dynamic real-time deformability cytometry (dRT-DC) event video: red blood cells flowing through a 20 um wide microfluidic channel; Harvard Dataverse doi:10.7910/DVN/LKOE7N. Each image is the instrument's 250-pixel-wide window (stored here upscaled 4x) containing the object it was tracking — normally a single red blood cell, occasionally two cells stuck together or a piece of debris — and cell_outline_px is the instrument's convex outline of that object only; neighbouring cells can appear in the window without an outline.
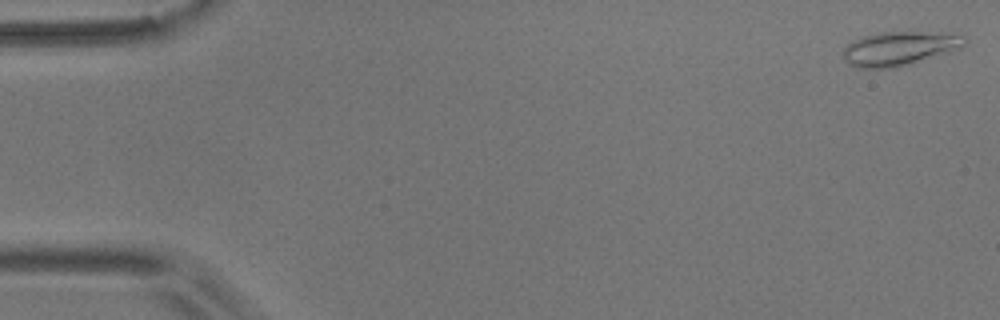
{"species": "common noctule bat (a hibernating species)", "species_latin": "Nyctalus noctula", "temperature_condition": "room temperature", "stored_images_in_passage": 44, "camera_frame_rate_fps": 3000, "um_per_image_px": 0.085, "animal": {"sex": "male", "body_mass_g": 17.9}, "frame": {"image": 1, "passage_image": 1, "time_ms": 0.0, "image_size_px": [1000, 320], "cell_outline_px": [[968, 40], [960, 48], [948, 52], [896, 68], [856, 68], [848, 64], [844, 60], [840, 52], [852, 40], [864, 36], [880, 32], [916, 32], [964, 36]], "centroid_in_image_um": [76.34, 4.14], "position_along_channel_um": 8.7, "area_um2": 23.87}}
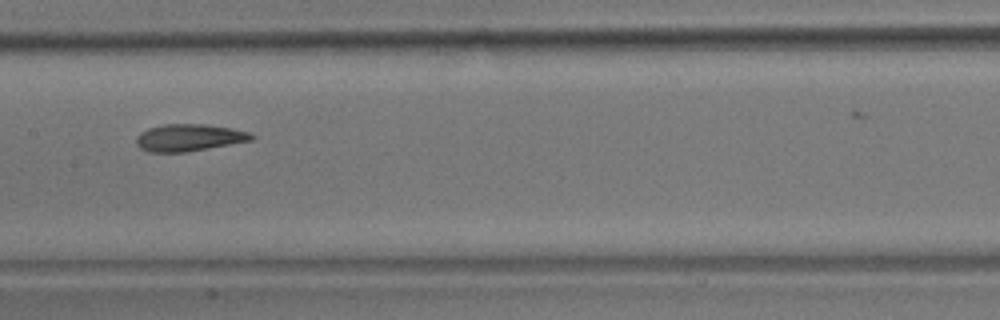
{"frame": {"image": 2, "passage_image": 27, "time_ms": 8.667, "image_size_px": [1000, 320], "cell_outline_px": [[256, 136], [252, 140], [184, 152], [148, 152], [140, 148], [136, 144], [136, 136], [140, 132], [148, 128], [164, 124], [204, 124], [232, 128], [248, 132]], "centroid_in_image_um": [16.03, 11.69], "position_along_channel_um": 191.4, "area_um2": 18.09}}
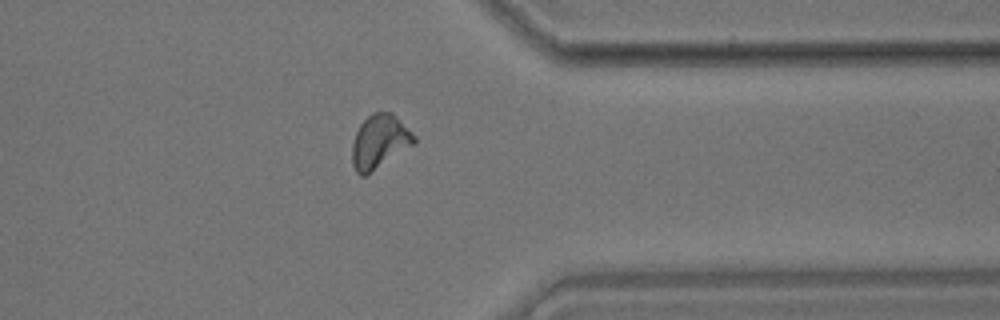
{"frame": {"image": 3, "passage_image": 43, "time_ms": 14.0, "image_size_px": [1000, 320], "cell_outline_px": [[416, 144], [364, 176], [360, 176], [356, 172], [352, 164], [352, 144], [356, 132], [360, 124], [372, 112], [392, 112], [416, 136]], "centroid_in_image_um": [32.27, 12.04], "position_along_channel_um": 379.1, "area_um2": 19.48}}